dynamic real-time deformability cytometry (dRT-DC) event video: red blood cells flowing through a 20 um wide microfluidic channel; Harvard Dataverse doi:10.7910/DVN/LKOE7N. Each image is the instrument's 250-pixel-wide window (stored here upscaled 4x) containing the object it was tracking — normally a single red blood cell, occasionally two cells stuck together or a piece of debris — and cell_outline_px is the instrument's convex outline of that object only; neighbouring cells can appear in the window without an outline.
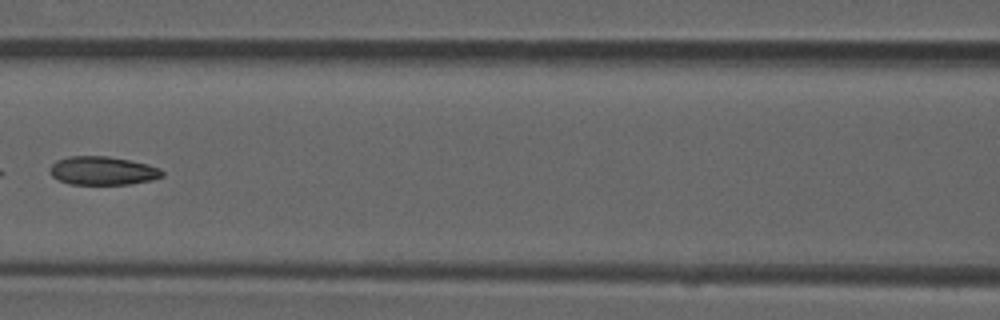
{"species": "common noctule bat (a hibernating species)", "species_latin": "Nyctalus noctula", "temperature_condition": "room temperature", "stored_images_in_passage": 8, "camera_frame_rate_fps": 3000, "um_per_image_px": 0.085, "animal": {"sex": "male", "forearm_length_mm": 52.5}, "frame": {"image": 1, "passage_image": 6, "time_ms": 1.667, "image_size_px": [1000, 320], "cell_outline_px": [[164, 176], [152, 180], [132, 184], [68, 184], [52, 176], [48, 172], [48, 168], [56, 160], [68, 156], [108, 156], [148, 164], [160, 168], [164, 172]], "centroid_in_image_um": [8.72, 14.51], "position_along_channel_um": 157.9, "area_um2": 18.84}}
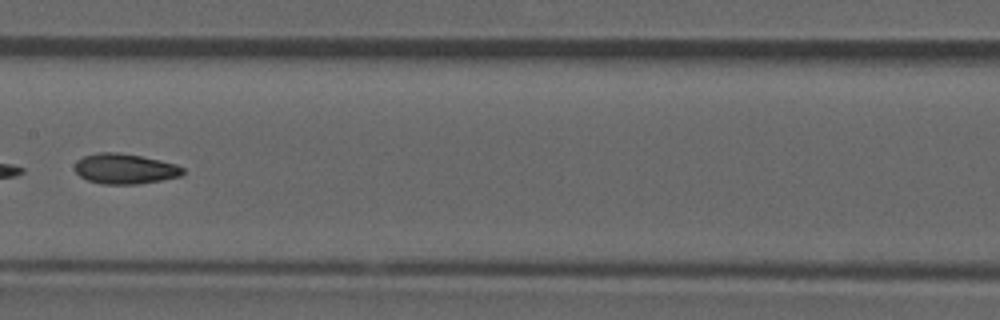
{"frame": {"image": 2, "passage_image": 7, "time_ms": 2.0, "image_size_px": [1000, 320], "cell_outline_px": [[184, 172], [180, 176], [160, 180], [136, 184], [100, 184], [88, 180], [80, 176], [76, 172], [76, 160], [84, 156], [100, 152], [120, 152], [160, 160], [176, 164], [184, 168]], "centroid_in_image_um": [10.61, 14.34], "position_along_channel_um": 196.8, "area_um2": 18.96}}
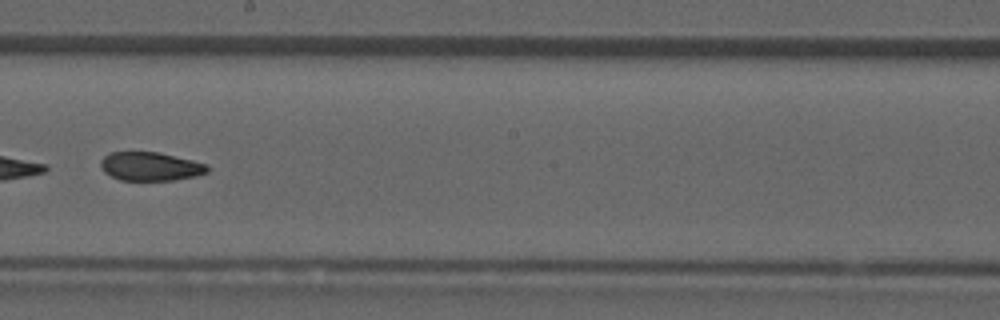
{"frame": {"image": 3, "passage_image": 8, "time_ms": 2.333, "image_size_px": [1000, 320], "cell_outline_px": [[208, 172], [196, 176], [172, 180], [120, 180], [104, 172], [100, 168], [100, 160], [108, 152], [160, 152], [208, 164]], "centroid_in_image_um": [12.76, 14.14], "position_along_channel_um": 235.4, "area_um2": 17.92}}